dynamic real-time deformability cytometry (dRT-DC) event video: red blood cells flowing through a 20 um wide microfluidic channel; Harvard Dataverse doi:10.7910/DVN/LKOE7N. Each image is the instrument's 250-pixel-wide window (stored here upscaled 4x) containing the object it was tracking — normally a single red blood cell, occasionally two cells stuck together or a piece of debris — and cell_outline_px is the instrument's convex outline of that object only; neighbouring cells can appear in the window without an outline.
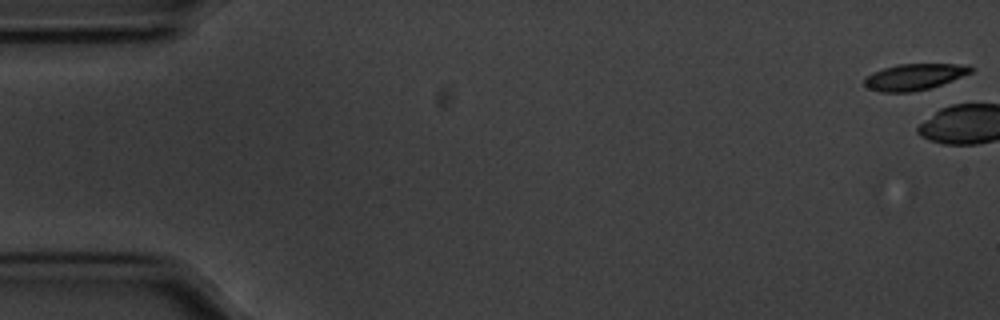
{"species": "common noctule bat (a hibernating species)", "species_latin": "Nyctalus noctula", "temperature_condition": "cold", "stored_images_in_passage": 4, "camera_frame_rate_fps": 3000, "um_per_image_px": 0.085, "animal": {"sex": "male", "body_mass_g": 20.1, "forearm_length_mm": 53.5}, "frame": {"image": 1, "passage_image": 1, "time_ms": 0.0, "image_size_px": [1000, 320], "cell_outline_px": [[972, 72], [952, 80], [928, 88], [912, 92], [880, 92], [868, 88], [864, 84], [864, 76], [872, 72], [896, 64], [968, 64], [972, 68]], "centroid_in_image_um": [77.67, 6.52], "position_along_channel_um": 7.3, "area_um2": 16.24}}